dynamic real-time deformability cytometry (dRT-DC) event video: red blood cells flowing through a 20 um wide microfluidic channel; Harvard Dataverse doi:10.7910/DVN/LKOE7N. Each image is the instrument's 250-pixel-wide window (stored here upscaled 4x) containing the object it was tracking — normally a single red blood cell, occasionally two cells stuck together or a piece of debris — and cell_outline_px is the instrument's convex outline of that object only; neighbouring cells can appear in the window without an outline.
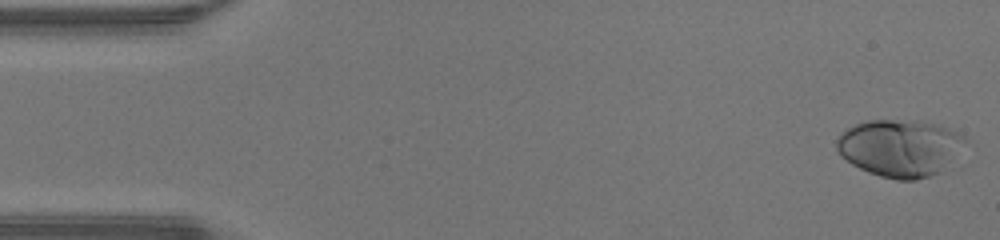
{"species": "human", "species_latin": "Homo sapiens", "temperature_condition": "warm", "stored_images_in_passage": 47, "camera_frame_rate_fps": 3000, "um_per_image_px": 0.085, "donor": {"sex": "male"}, "frame": {"image": 1, "passage_image": 1, "time_ms": 0.0, "image_size_px": [1000, 240], "cell_outline_px": [[968, 144], [940, 172], [916, 180], [896, 180], [880, 176], [868, 172], [852, 164], [840, 156], [836, 152], [836, 140], [848, 128], [856, 124], [868, 120], [916, 120], [940, 124], [964, 136], [968, 140]], "centroid_in_image_um": [76.52, 12.57], "position_along_channel_um": 8.5, "area_um2": 43.12}}
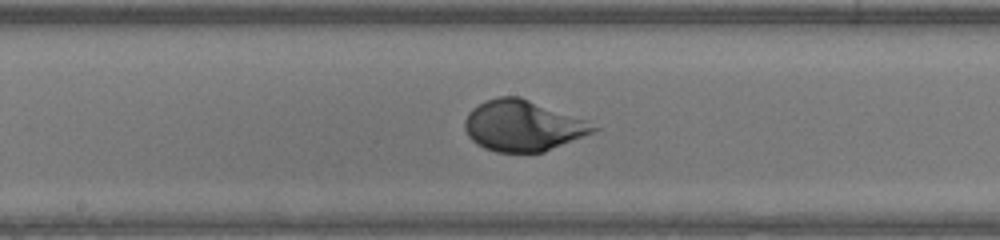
{"frame": {"image": 2, "passage_image": 24, "time_ms": 7.667, "image_size_px": [1000, 240], "cell_outline_px": [[600, 128], [592, 132], [544, 152], [496, 152], [484, 148], [476, 144], [468, 136], [464, 128], [464, 120], [468, 112], [472, 108], [484, 100], [500, 96], [520, 96], [584, 120]], "centroid_in_image_um": [44.36, 10.68], "position_along_channel_um": 203.8, "area_um2": 37.8}}
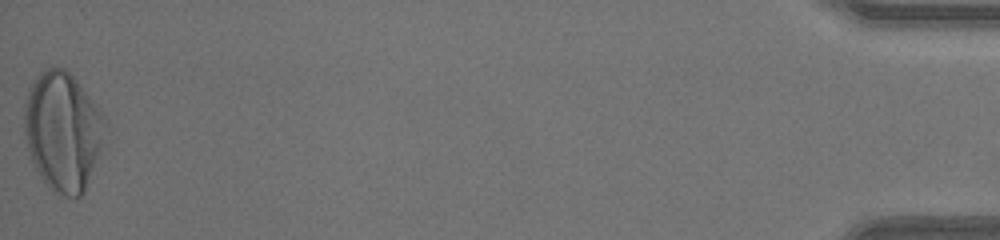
{"frame": {"image": 3, "passage_image": 47, "time_ms": 15.333, "image_size_px": [1000, 240], "cell_outline_px": [[104, 124], [100, 148], [84, 192], [80, 196], [64, 196], [52, 192], [40, 176], [32, 160], [28, 148], [24, 132], [24, 104], [28, 92], [32, 84], [40, 72], [44, 68], [64, 68], [76, 80], [104, 116]], "centroid_in_image_um": [5.29, 11.16], "position_along_channel_um": 429.9, "area_um2": 54.85}}